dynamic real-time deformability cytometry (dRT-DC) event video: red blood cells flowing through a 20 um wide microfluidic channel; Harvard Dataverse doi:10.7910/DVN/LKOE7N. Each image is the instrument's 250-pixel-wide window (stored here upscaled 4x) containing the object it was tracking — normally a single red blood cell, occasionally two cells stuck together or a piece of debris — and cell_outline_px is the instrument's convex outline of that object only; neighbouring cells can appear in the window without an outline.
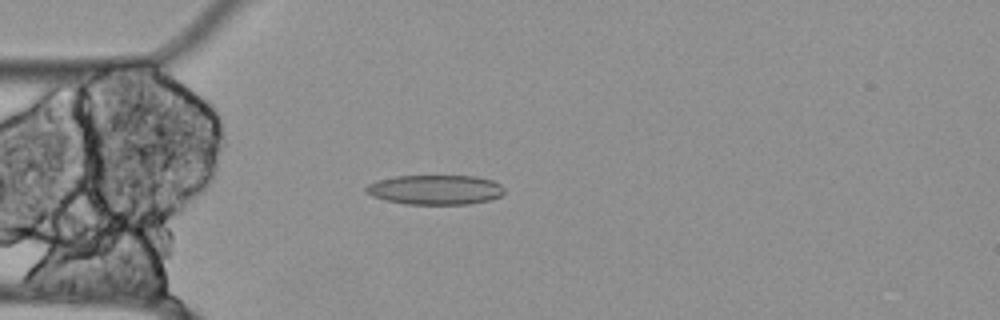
{"species": "Egyptian fruit bat (a non-hibernating species)", "species_latin": "Rousettus aegyptiacus", "temperature_condition": "cold", "stored_images_in_passage": 44, "camera_frame_rate_fps": 3000, "um_per_image_px": 0.085, "animal": {"sex": "female"}, "frame": {"image": 1, "passage_image": 6, "time_ms": 1.667, "image_size_px": [1000, 320], "cell_outline_px": [[504, 192], [500, 196], [488, 200], [468, 204], [408, 204], [388, 200], [372, 196], [364, 192], [364, 188], [368, 184], [376, 180], [396, 176], [476, 176], [492, 180], [500, 184], [504, 188]], "centroid_in_image_um": [36.98, 16.12], "position_along_channel_um": 48.0, "area_um2": 23.87}}
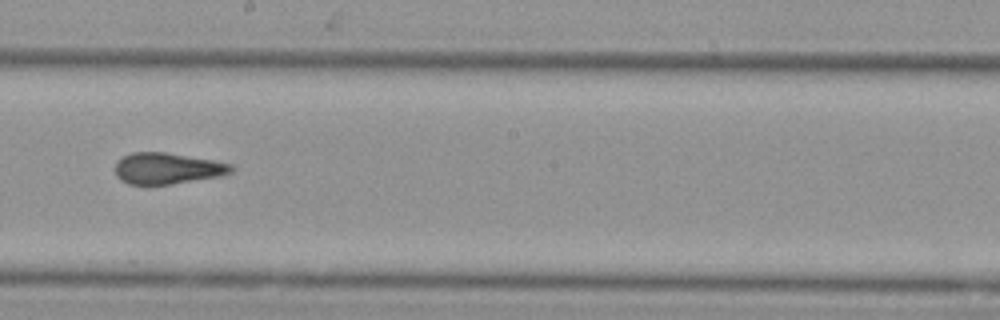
{"frame": {"image": 2, "passage_image": 22, "time_ms": 7.0, "image_size_px": [1000, 320], "cell_outline_px": [[236, 168], [232, 172], [220, 176], [172, 184], [128, 184], [120, 180], [116, 176], [116, 160], [132, 152], [164, 152], [212, 160], [232, 164]], "centroid_in_image_um": [14.22, 14.31], "position_along_channel_um": 234.0, "area_um2": 21.1}}
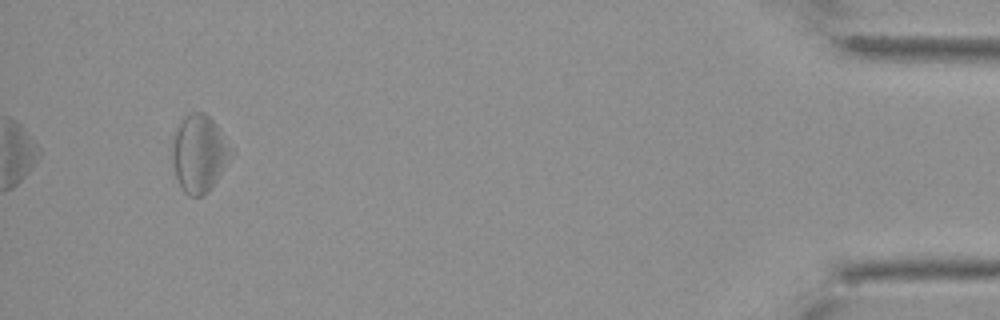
{"frame": {"image": 3, "passage_image": 44, "time_ms": 14.333, "image_size_px": [1000, 320], "cell_outline_px": [[232, 152], [216, 180], [208, 192], [200, 196], [188, 196], [184, 192], [176, 176], [168, 148], [172, 136], [176, 128], [184, 116], [188, 112], [204, 112], [212, 120], [232, 148]], "centroid_in_image_um": [16.84, 13.02], "position_along_channel_um": 418.4, "area_um2": 26.47}, "authors_computed_cell_mechanics": {"area_um2": 22.9177, "velocity_mm_per_s": 3.4969, "shape_relaxation_time_tau1_ms": null, "shape_relaxation_time_tau2_ms": 3.821, "deformation_change_tau1": null, "deformation_change_tau2": 0.1566}}